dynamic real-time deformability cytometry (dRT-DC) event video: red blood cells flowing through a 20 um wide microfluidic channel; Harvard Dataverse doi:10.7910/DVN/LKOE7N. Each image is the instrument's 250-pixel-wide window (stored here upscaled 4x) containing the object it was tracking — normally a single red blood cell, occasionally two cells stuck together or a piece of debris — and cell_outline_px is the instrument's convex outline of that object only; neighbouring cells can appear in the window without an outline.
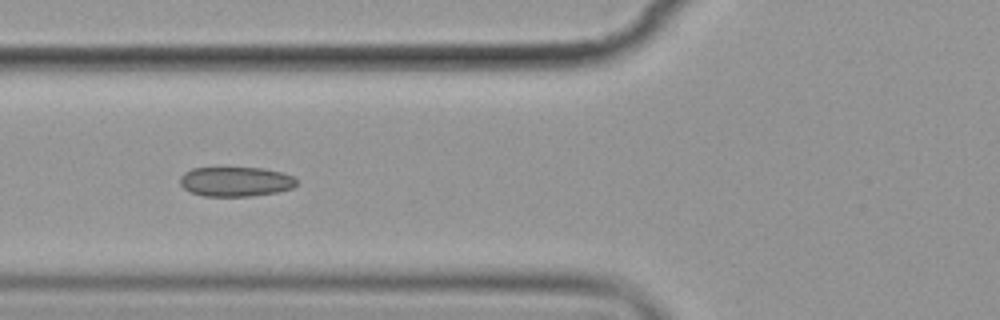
{"species": "common noctule bat (a hibernating species)", "species_latin": "Nyctalus noctula", "temperature_condition": "cold", "stored_images_in_passage": 14, "camera_frame_rate_fps": 3000, "um_per_image_px": 0.085, "animal": {"sex": "female", "body_mass_g": 19.9}, "frame": {"image": 1, "passage_image": 5, "time_ms": 5.333, "image_size_px": [1000, 320], "cell_outline_px": [[296, 184], [292, 188], [276, 192], [248, 196], [204, 196], [192, 192], [184, 188], [180, 184], [180, 176], [184, 172], [192, 168], [264, 168], [280, 172], [292, 176], [296, 180]], "centroid_in_image_um": [20.0, 15.43], "position_along_channel_um": 105.8, "area_um2": 19.94}}
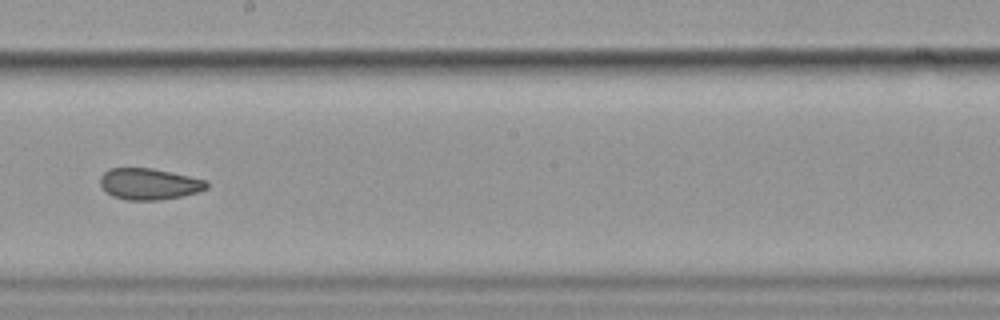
{"frame": {"image": 2, "passage_image": 8, "time_ms": 9.0, "image_size_px": [1000, 320], "cell_outline_px": [[208, 188], [200, 192], [160, 200], [124, 200], [112, 196], [100, 184], [100, 176], [108, 168], [152, 168], [172, 172], [208, 180]], "centroid_in_image_um": [12.7, 15.63], "position_along_channel_um": 235.5, "area_um2": 19.59}}
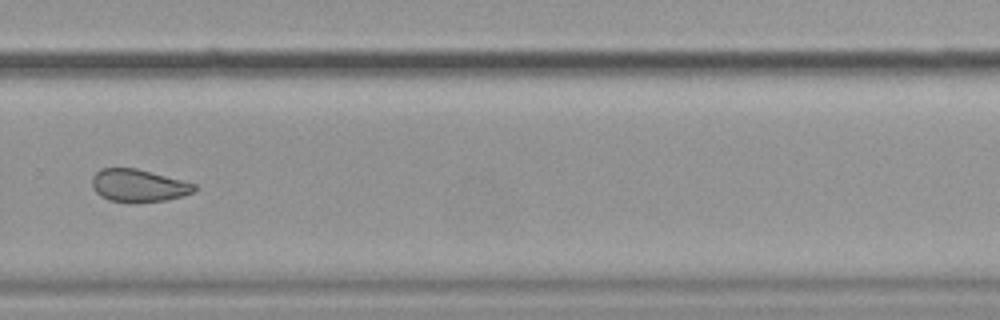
{"frame": {"image": 3, "passage_image": 10, "time_ms": 11.333, "image_size_px": [1000, 320], "cell_outline_px": [[196, 192], [164, 200], [128, 204], [108, 200], [100, 196], [92, 188], [92, 176], [100, 168], [136, 168], [196, 184]], "centroid_in_image_um": [11.72, 15.79], "position_along_channel_um": 318.1, "area_um2": 19.65}, "authors_computed_cell_mechanics": {"area_um2": 20.7502, "velocity_mm_per_s": 3.5453, "shape_relaxation_time_tau1_ms": null, "shape_relaxation_time_tau2_ms": 2.0757, "deformation_change_tau1": null, "deformation_change_tau2": 0.0606}}